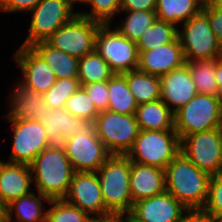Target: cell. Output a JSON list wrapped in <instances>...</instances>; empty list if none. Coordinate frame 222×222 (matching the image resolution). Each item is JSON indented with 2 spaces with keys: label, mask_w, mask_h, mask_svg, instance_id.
<instances>
[{
  "label": "cell",
  "mask_w": 222,
  "mask_h": 222,
  "mask_svg": "<svg viewBox=\"0 0 222 222\" xmlns=\"http://www.w3.org/2000/svg\"><path fill=\"white\" fill-rule=\"evenodd\" d=\"M186 63L182 46L176 37L172 42L154 50L139 51L138 69L155 76H162Z\"/></svg>",
  "instance_id": "obj_17"
},
{
  "label": "cell",
  "mask_w": 222,
  "mask_h": 222,
  "mask_svg": "<svg viewBox=\"0 0 222 222\" xmlns=\"http://www.w3.org/2000/svg\"><path fill=\"white\" fill-rule=\"evenodd\" d=\"M135 117L140 130H175L174 112L161 99L139 104Z\"/></svg>",
  "instance_id": "obj_24"
},
{
  "label": "cell",
  "mask_w": 222,
  "mask_h": 222,
  "mask_svg": "<svg viewBox=\"0 0 222 222\" xmlns=\"http://www.w3.org/2000/svg\"><path fill=\"white\" fill-rule=\"evenodd\" d=\"M105 208L110 213L129 214L133 208L130 194L131 161L126 155H111L96 172Z\"/></svg>",
  "instance_id": "obj_3"
},
{
  "label": "cell",
  "mask_w": 222,
  "mask_h": 222,
  "mask_svg": "<svg viewBox=\"0 0 222 222\" xmlns=\"http://www.w3.org/2000/svg\"><path fill=\"white\" fill-rule=\"evenodd\" d=\"M179 152L180 139L175 130H140L126 156L130 161L165 170Z\"/></svg>",
  "instance_id": "obj_5"
},
{
  "label": "cell",
  "mask_w": 222,
  "mask_h": 222,
  "mask_svg": "<svg viewBox=\"0 0 222 222\" xmlns=\"http://www.w3.org/2000/svg\"><path fill=\"white\" fill-rule=\"evenodd\" d=\"M9 122L13 126V140L8 162L30 165L43 149L51 145L42 123L32 120Z\"/></svg>",
  "instance_id": "obj_13"
},
{
  "label": "cell",
  "mask_w": 222,
  "mask_h": 222,
  "mask_svg": "<svg viewBox=\"0 0 222 222\" xmlns=\"http://www.w3.org/2000/svg\"><path fill=\"white\" fill-rule=\"evenodd\" d=\"M222 104L213 95L197 93L174 112V128L179 139L197 132L221 128Z\"/></svg>",
  "instance_id": "obj_4"
},
{
  "label": "cell",
  "mask_w": 222,
  "mask_h": 222,
  "mask_svg": "<svg viewBox=\"0 0 222 222\" xmlns=\"http://www.w3.org/2000/svg\"><path fill=\"white\" fill-rule=\"evenodd\" d=\"M120 215L115 213H108L105 215H93L90 216L86 222H119Z\"/></svg>",
  "instance_id": "obj_43"
},
{
  "label": "cell",
  "mask_w": 222,
  "mask_h": 222,
  "mask_svg": "<svg viewBox=\"0 0 222 222\" xmlns=\"http://www.w3.org/2000/svg\"><path fill=\"white\" fill-rule=\"evenodd\" d=\"M178 222H214L212 216L203 209L187 210Z\"/></svg>",
  "instance_id": "obj_42"
},
{
  "label": "cell",
  "mask_w": 222,
  "mask_h": 222,
  "mask_svg": "<svg viewBox=\"0 0 222 222\" xmlns=\"http://www.w3.org/2000/svg\"><path fill=\"white\" fill-rule=\"evenodd\" d=\"M18 80L9 96L10 111L6 113L7 121L32 120L42 123L47 103L44 94L24 87Z\"/></svg>",
  "instance_id": "obj_19"
},
{
  "label": "cell",
  "mask_w": 222,
  "mask_h": 222,
  "mask_svg": "<svg viewBox=\"0 0 222 222\" xmlns=\"http://www.w3.org/2000/svg\"><path fill=\"white\" fill-rule=\"evenodd\" d=\"M187 210L175 197L165 191L135 202L129 214L137 222H178Z\"/></svg>",
  "instance_id": "obj_16"
},
{
  "label": "cell",
  "mask_w": 222,
  "mask_h": 222,
  "mask_svg": "<svg viewBox=\"0 0 222 222\" xmlns=\"http://www.w3.org/2000/svg\"><path fill=\"white\" fill-rule=\"evenodd\" d=\"M127 16L115 29L131 41L138 42L142 34L156 20L155 11H123Z\"/></svg>",
  "instance_id": "obj_32"
},
{
  "label": "cell",
  "mask_w": 222,
  "mask_h": 222,
  "mask_svg": "<svg viewBox=\"0 0 222 222\" xmlns=\"http://www.w3.org/2000/svg\"><path fill=\"white\" fill-rule=\"evenodd\" d=\"M64 200L90 216L110 213L105 208L96 172H75Z\"/></svg>",
  "instance_id": "obj_14"
},
{
  "label": "cell",
  "mask_w": 222,
  "mask_h": 222,
  "mask_svg": "<svg viewBox=\"0 0 222 222\" xmlns=\"http://www.w3.org/2000/svg\"><path fill=\"white\" fill-rule=\"evenodd\" d=\"M177 37L186 61L211 60L222 55V45L202 11L183 22V29H177Z\"/></svg>",
  "instance_id": "obj_7"
},
{
  "label": "cell",
  "mask_w": 222,
  "mask_h": 222,
  "mask_svg": "<svg viewBox=\"0 0 222 222\" xmlns=\"http://www.w3.org/2000/svg\"><path fill=\"white\" fill-rule=\"evenodd\" d=\"M102 24L76 14L57 29L46 42L52 47L80 59L95 50L96 33Z\"/></svg>",
  "instance_id": "obj_8"
},
{
  "label": "cell",
  "mask_w": 222,
  "mask_h": 222,
  "mask_svg": "<svg viewBox=\"0 0 222 222\" xmlns=\"http://www.w3.org/2000/svg\"><path fill=\"white\" fill-rule=\"evenodd\" d=\"M31 47L51 67L57 79L77 78L78 58L52 47L46 41L35 42Z\"/></svg>",
  "instance_id": "obj_25"
},
{
  "label": "cell",
  "mask_w": 222,
  "mask_h": 222,
  "mask_svg": "<svg viewBox=\"0 0 222 222\" xmlns=\"http://www.w3.org/2000/svg\"><path fill=\"white\" fill-rule=\"evenodd\" d=\"M203 3H207V4H220V3H222V0H203Z\"/></svg>",
  "instance_id": "obj_48"
},
{
  "label": "cell",
  "mask_w": 222,
  "mask_h": 222,
  "mask_svg": "<svg viewBox=\"0 0 222 222\" xmlns=\"http://www.w3.org/2000/svg\"><path fill=\"white\" fill-rule=\"evenodd\" d=\"M203 210L209 214L222 213V173L210 177L208 199Z\"/></svg>",
  "instance_id": "obj_37"
},
{
  "label": "cell",
  "mask_w": 222,
  "mask_h": 222,
  "mask_svg": "<svg viewBox=\"0 0 222 222\" xmlns=\"http://www.w3.org/2000/svg\"><path fill=\"white\" fill-rule=\"evenodd\" d=\"M29 166L37 192L49 199H64L75 171L63 145L46 147Z\"/></svg>",
  "instance_id": "obj_2"
},
{
  "label": "cell",
  "mask_w": 222,
  "mask_h": 222,
  "mask_svg": "<svg viewBox=\"0 0 222 222\" xmlns=\"http://www.w3.org/2000/svg\"><path fill=\"white\" fill-rule=\"evenodd\" d=\"M95 50L115 74H122L138 67L139 52L136 42L124 37L116 29H111V24L99 27Z\"/></svg>",
  "instance_id": "obj_9"
},
{
  "label": "cell",
  "mask_w": 222,
  "mask_h": 222,
  "mask_svg": "<svg viewBox=\"0 0 222 222\" xmlns=\"http://www.w3.org/2000/svg\"><path fill=\"white\" fill-rule=\"evenodd\" d=\"M137 103H149L161 99L160 77L134 69L122 73Z\"/></svg>",
  "instance_id": "obj_26"
},
{
  "label": "cell",
  "mask_w": 222,
  "mask_h": 222,
  "mask_svg": "<svg viewBox=\"0 0 222 222\" xmlns=\"http://www.w3.org/2000/svg\"><path fill=\"white\" fill-rule=\"evenodd\" d=\"M41 0H0L1 12L31 11Z\"/></svg>",
  "instance_id": "obj_40"
},
{
  "label": "cell",
  "mask_w": 222,
  "mask_h": 222,
  "mask_svg": "<svg viewBox=\"0 0 222 222\" xmlns=\"http://www.w3.org/2000/svg\"><path fill=\"white\" fill-rule=\"evenodd\" d=\"M177 29L174 24L156 18L136 43L138 52L154 50L172 42L177 37Z\"/></svg>",
  "instance_id": "obj_31"
},
{
  "label": "cell",
  "mask_w": 222,
  "mask_h": 222,
  "mask_svg": "<svg viewBox=\"0 0 222 222\" xmlns=\"http://www.w3.org/2000/svg\"><path fill=\"white\" fill-rule=\"evenodd\" d=\"M216 79L218 83V90L216 97L220 100L222 104V55L216 59Z\"/></svg>",
  "instance_id": "obj_44"
},
{
  "label": "cell",
  "mask_w": 222,
  "mask_h": 222,
  "mask_svg": "<svg viewBox=\"0 0 222 222\" xmlns=\"http://www.w3.org/2000/svg\"><path fill=\"white\" fill-rule=\"evenodd\" d=\"M214 222H222V213L220 214H210Z\"/></svg>",
  "instance_id": "obj_47"
},
{
  "label": "cell",
  "mask_w": 222,
  "mask_h": 222,
  "mask_svg": "<svg viewBox=\"0 0 222 222\" xmlns=\"http://www.w3.org/2000/svg\"><path fill=\"white\" fill-rule=\"evenodd\" d=\"M73 10L71 0H41L31 10L28 36L21 45L31 46L35 42L46 41L57 29L78 14Z\"/></svg>",
  "instance_id": "obj_11"
},
{
  "label": "cell",
  "mask_w": 222,
  "mask_h": 222,
  "mask_svg": "<svg viewBox=\"0 0 222 222\" xmlns=\"http://www.w3.org/2000/svg\"><path fill=\"white\" fill-rule=\"evenodd\" d=\"M108 90L107 110L124 115H135L138 105L123 74H114L108 80Z\"/></svg>",
  "instance_id": "obj_28"
},
{
  "label": "cell",
  "mask_w": 222,
  "mask_h": 222,
  "mask_svg": "<svg viewBox=\"0 0 222 222\" xmlns=\"http://www.w3.org/2000/svg\"><path fill=\"white\" fill-rule=\"evenodd\" d=\"M156 0H121L122 11H155Z\"/></svg>",
  "instance_id": "obj_41"
},
{
  "label": "cell",
  "mask_w": 222,
  "mask_h": 222,
  "mask_svg": "<svg viewBox=\"0 0 222 222\" xmlns=\"http://www.w3.org/2000/svg\"><path fill=\"white\" fill-rule=\"evenodd\" d=\"M165 191L164 169L131 161L130 194L133 204Z\"/></svg>",
  "instance_id": "obj_22"
},
{
  "label": "cell",
  "mask_w": 222,
  "mask_h": 222,
  "mask_svg": "<svg viewBox=\"0 0 222 222\" xmlns=\"http://www.w3.org/2000/svg\"><path fill=\"white\" fill-rule=\"evenodd\" d=\"M115 73L109 64L94 50L79 59L78 76L81 87L84 84L108 81Z\"/></svg>",
  "instance_id": "obj_29"
},
{
  "label": "cell",
  "mask_w": 222,
  "mask_h": 222,
  "mask_svg": "<svg viewBox=\"0 0 222 222\" xmlns=\"http://www.w3.org/2000/svg\"><path fill=\"white\" fill-rule=\"evenodd\" d=\"M201 11L208 17L212 31L219 43L222 45V3H203Z\"/></svg>",
  "instance_id": "obj_39"
},
{
  "label": "cell",
  "mask_w": 222,
  "mask_h": 222,
  "mask_svg": "<svg viewBox=\"0 0 222 222\" xmlns=\"http://www.w3.org/2000/svg\"><path fill=\"white\" fill-rule=\"evenodd\" d=\"M93 126L96 135L111 155H126L140 131L135 115L109 110L99 112Z\"/></svg>",
  "instance_id": "obj_6"
},
{
  "label": "cell",
  "mask_w": 222,
  "mask_h": 222,
  "mask_svg": "<svg viewBox=\"0 0 222 222\" xmlns=\"http://www.w3.org/2000/svg\"><path fill=\"white\" fill-rule=\"evenodd\" d=\"M44 201L49 203L50 199L39 192L35 194L34 190L21 196L5 207L4 222H45L47 210L43 209ZM14 210L16 220L13 221Z\"/></svg>",
  "instance_id": "obj_23"
},
{
  "label": "cell",
  "mask_w": 222,
  "mask_h": 222,
  "mask_svg": "<svg viewBox=\"0 0 222 222\" xmlns=\"http://www.w3.org/2000/svg\"><path fill=\"white\" fill-rule=\"evenodd\" d=\"M42 124L51 145H62L65 140L90 125L86 120L73 116L65 108L51 109L49 106L44 109Z\"/></svg>",
  "instance_id": "obj_21"
},
{
  "label": "cell",
  "mask_w": 222,
  "mask_h": 222,
  "mask_svg": "<svg viewBox=\"0 0 222 222\" xmlns=\"http://www.w3.org/2000/svg\"><path fill=\"white\" fill-rule=\"evenodd\" d=\"M160 87L161 100L173 112L198 93L186 64L160 76Z\"/></svg>",
  "instance_id": "obj_18"
},
{
  "label": "cell",
  "mask_w": 222,
  "mask_h": 222,
  "mask_svg": "<svg viewBox=\"0 0 222 222\" xmlns=\"http://www.w3.org/2000/svg\"><path fill=\"white\" fill-rule=\"evenodd\" d=\"M85 4L91 5L90 12L78 13L102 25L111 24L112 17L120 13L121 9V0H87Z\"/></svg>",
  "instance_id": "obj_36"
},
{
  "label": "cell",
  "mask_w": 222,
  "mask_h": 222,
  "mask_svg": "<svg viewBox=\"0 0 222 222\" xmlns=\"http://www.w3.org/2000/svg\"><path fill=\"white\" fill-rule=\"evenodd\" d=\"M33 182L29 165L3 162L0 159V202L6 207L12 201L31 193Z\"/></svg>",
  "instance_id": "obj_20"
},
{
  "label": "cell",
  "mask_w": 222,
  "mask_h": 222,
  "mask_svg": "<svg viewBox=\"0 0 222 222\" xmlns=\"http://www.w3.org/2000/svg\"><path fill=\"white\" fill-rule=\"evenodd\" d=\"M80 87L78 78L57 79L55 84L44 93V99L51 109H63L67 99Z\"/></svg>",
  "instance_id": "obj_34"
},
{
  "label": "cell",
  "mask_w": 222,
  "mask_h": 222,
  "mask_svg": "<svg viewBox=\"0 0 222 222\" xmlns=\"http://www.w3.org/2000/svg\"><path fill=\"white\" fill-rule=\"evenodd\" d=\"M203 6V0H156L157 19L174 24L189 20L197 15Z\"/></svg>",
  "instance_id": "obj_27"
},
{
  "label": "cell",
  "mask_w": 222,
  "mask_h": 222,
  "mask_svg": "<svg viewBox=\"0 0 222 222\" xmlns=\"http://www.w3.org/2000/svg\"><path fill=\"white\" fill-rule=\"evenodd\" d=\"M119 222H137L130 214L120 215Z\"/></svg>",
  "instance_id": "obj_45"
},
{
  "label": "cell",
  "mask_w": 222,
  "mask_h": 222,
  "mask_svg": "<svg viewBox=\"0 0 222 222\" xmlns=\"http://www.w3.org/2000/svg\"><path fill=\"white\" fill-rule=\"evenodd\" d=\"M222 130L189 134L180 139V152L210 176L222 173Z\"/></svg>",
  "instance_id": "obj_10"
},
{
  "label": "cell",
  "mask_w": 222,
  "mask_h": 222,
  "mask_svg": "<svg viewBox=\"0 0 222 222\" xmlns=\"http://www.w3.org/2000/svg\"><path fill=\"white\" fill-rule=\"evenodd\" d=\"M90 96L98 112L107 110L109 102L108 81L84 84L82 86Z\"/></svg>",
  "instance_id": "obj_38"
},
{
  "label": "cell",
  "mask_w": 222,
  "mask_h": 222,
  "mask_svg": "<svg viewBox=\"0 0 222 222\" xmlns=\"http://www.w3.org/2000/svg\"><path fill=\"white\" fill-rule=\"evenodd\" d=\"M210 177L179 152L165 168L166 191L188 210L203 209Z\"/></svg>",
  "instance_id": "obj_1"
},
{
  "label": "cell",
  "mask_w": 222,
  "mask_h": 222,
  "mask_svg": "<svg viewBox=\"0 0 222 222\" xmlns=\"http://www.w3.org/2000/svg\"><path fill=\"white\" fill-rule=\"evenodd\" d=\"M5 221V207L0 202V222Z\"/></svg>",
  "instance_id": "obj_46"
},
{
  "label": "cell",
  "mask_w": 222,
  "mask_h": 222,
  "mask_svg": "<svg viewBox=\"0 0 222 222\" xmlns=\"http://www.w3.org/2000/svg\"><path fill=\"white\" fill-rule=\"evenodd\" d=\"M192 80L200 94L217 95L218 83L216 79V59L194 60L185 63Z\"/></svg>",
  "instance_id": "obj_30"
},
{
  "label": "cell",
  "mask_w": 222,
  "mask_h": 222,
  "mask_svg": "<svg viewBox=\"0 0 222 222\" xmlns=\"http://www.w3.org/2000/svg\"><path fill=\"white\" fill-rule=\"evenodd\" d=\"M14 55L24 87L44 94L55 84L57 78L51 67L31 46L21 45Z\"/></svg>",
  "instance_id": "obj_15"
},
{
  "label": "cell",
  "mask_w": 222,
  "mask_h": 222,
  "mask_svg": "<svg viewBox=\"0 0 222 222\" xmlns=\"http://www.w3.org/2000/svg\"><path fill=\"white\" fill-rule=\"evenodd\" d=\"M62 145L75 172H97L111 156L96 135L93 124L65 140Z\"/></svg>",
  "instance_id": "obj_12"
},
{
  "label": "cell",
  "mask_w": 222,
  "mask_h": 222,
  "mask_svg": "<svg viewBox=\"0 0 222 222\" xmlns=\"http://www.w3.org/2000/svg\"><path fill=\"white\" fill-rule=\"evenodd\" d=\"M46 222H86L90 215L64 199H50Z\"/></svg>",
  "instance_id": "obj_33"
},
{
  "label": "cell",
  "mask_w": 222,
  "mask_h": 222,
  "mask_svg": "<svg viewBox=\"0 0 222 222\" xmlns=\"http://www.w3.org/2000/svg\"><path fill=\"white\" fill-rule=\"evenodd\" d=\"M73 116L93 124L99 114L90 96L83 87H80L66 101L65 107Z\"/></svg>",
  "instance_id": "obj_35"
},
{
  "label": "cell",
  "mask_w": 222,
  "mask_h": 222,
  "mask_svg": "<svg viewBox=\"0 0 222 222\" xmlns=\"http://www.w3.org/2000/svg\"><path fill=\"white\" fill-rule=\"evenodd\" d=\"M86 1L87 0H71L72 4H74V5H75V3H80V4L84 3L85 4Z\"/></svg>",
  "instance_id": "obj_49"
}]
</instances>
